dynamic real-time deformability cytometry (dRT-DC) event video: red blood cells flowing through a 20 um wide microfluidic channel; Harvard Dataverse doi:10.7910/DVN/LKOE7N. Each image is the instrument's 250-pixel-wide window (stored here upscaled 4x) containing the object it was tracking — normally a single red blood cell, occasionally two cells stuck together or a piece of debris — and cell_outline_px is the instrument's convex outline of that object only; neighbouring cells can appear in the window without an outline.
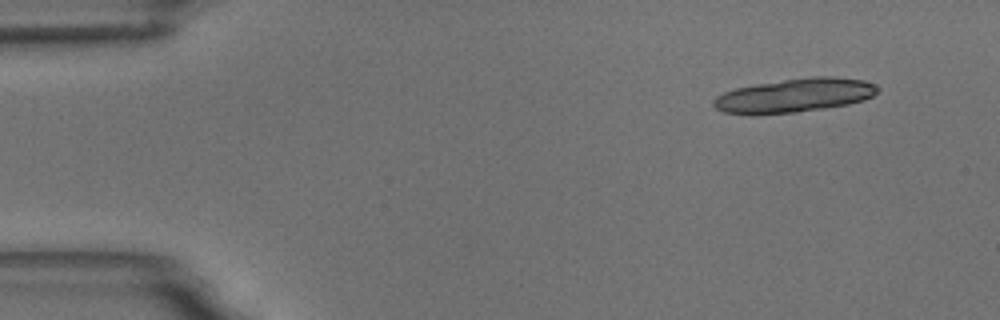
{"species": "common noctule bat (a hibernating species)", "species_latin": "Nyctalus noctula", "temperature_condition": "room temperature", "stored_images_in_passage": 19, "camera_frame_rate_fps": 3000, "um_per_image_px": 0.085, "animal": {"sex": "male", "body_mass_g": 18.8}, "frame": {"image": 1, "passage_image": 1, "time_ms": 0.0, "image_size_px": [1000, 320], "cell_outline_px": [[880, 88], [872, 96], [864, 100], [848, 104], [824, 108], [796, 112], [752, 116], [724, 112], [716, 108], [712, 104], [712, 100], [716, 96], [724, 92], [736, 88], [756, 84], [812, 76], [832, 76], [864, 80]], "centroid_in_image_um": [67.48, 8.12], "position_along_channel_um": 17.5, "area_um2": 32.54}}